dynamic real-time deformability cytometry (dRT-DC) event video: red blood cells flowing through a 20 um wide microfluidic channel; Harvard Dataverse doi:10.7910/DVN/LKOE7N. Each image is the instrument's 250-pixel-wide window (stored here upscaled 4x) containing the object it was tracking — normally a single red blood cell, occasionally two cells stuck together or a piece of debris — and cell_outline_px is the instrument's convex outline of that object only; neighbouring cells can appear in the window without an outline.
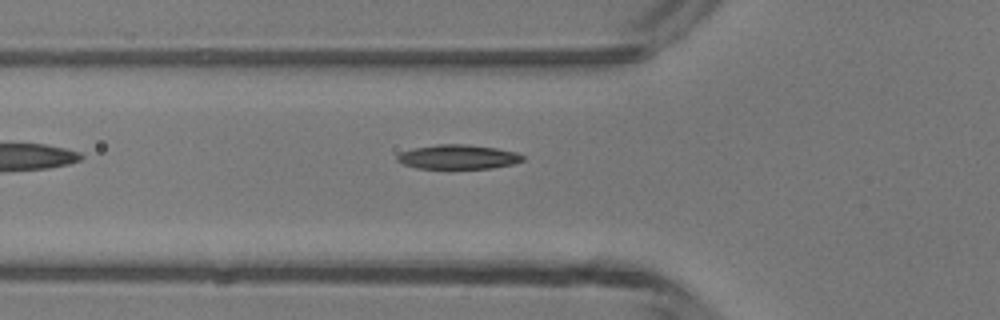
{"species": "common noctule bat (a hibernating species)", "species_latin": "Nyctalus noctula", "temperature_condition": "room temperature", "stored_images_in_passage": 5, "camera_frame_rate_fps": 3000, "um_per_image_px": 0.085, "animal": {"sex": "male", "body_mass_g": 13.3}, "frame": {"image": 1, "passage_image": 5, "time_ms": 5.333, "image_size_px": [1000, 320], "cell_outline_px": [[524, 160], [512, 164], [492, 168], [416, 168], [404, 164], [396, 160], [396, 156], [400, 152], [412, 148], [436, 144], [468, 144], [496, 148], [516, 152], [524, 156]], "centroid_in_image_um": [38.91, 13.33], "position_along_channel_um": 86.9, "area_um2": 17.86}}